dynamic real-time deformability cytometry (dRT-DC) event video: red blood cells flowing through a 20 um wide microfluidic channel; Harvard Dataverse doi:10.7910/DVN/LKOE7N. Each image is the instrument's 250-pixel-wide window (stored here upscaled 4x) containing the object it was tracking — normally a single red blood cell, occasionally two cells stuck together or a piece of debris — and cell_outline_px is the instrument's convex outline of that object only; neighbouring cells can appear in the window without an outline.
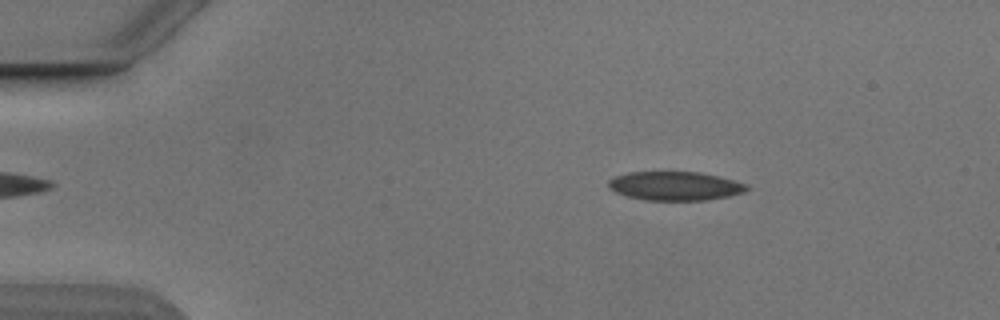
{"species": "Egyptian fruit bat (a non-hibernating species)", "species_latin": "Rousettus aegyptiacus", "temperature_condition": "cold", "stored_images_in_passage": 52, "camera_frame_rate_fps": 3000, "um_per_image_px": 0.085, "animal": {"sex": "male"}, "frame": {"image": 1, "passage_image": 8, "time_ms": 2.333, "image_size_px": [1000, 320], "cell_outline_px": [[748, 188], [744, 192], [728, 196], [704, 200], [644, 200], [624, 196], [608, 188], [608, 180], [616, 176], [628, 172], [700, 172], [748, 184]], "centroid_in_image_um": [57.33, 15.81], "position_along_channel_um": 27.7, "area_um2": 23.18}}
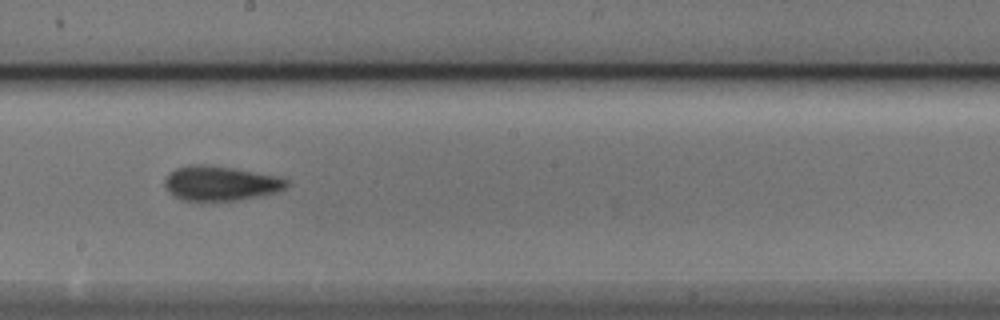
{"frame": {"image": 2, "passage_image": 29, "time_ms": 9.333, "image_size_px": [1000, 320], "cell_outline_px": [[292, 184], [276, 192], [236, 200], [200, 204], [180, 200], [168, 192], [164, 184], [164, 180], [168, 172], [176, 168], [188, 164], [204, 164], [232, 168], [276, 176], [288, 180]], "centroid_in_image_um": [18.65, 15.62], "position_along_channel_um": 229.6, "area_um2": 25.32}}
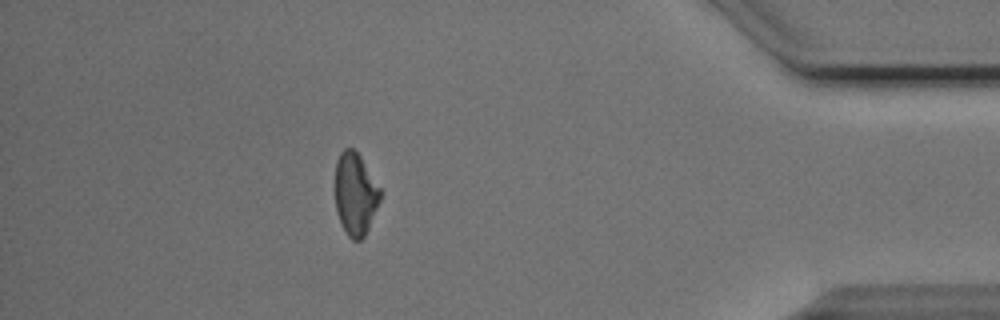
{"frame": {"image": 3, "passage_image": 46, "time_ms": 15.0, "image_size_px": [1000, 320], "cell_outline_px": [[384, 192], [368, 228], [364, 236], [360, 240], [352, 240], [348, 236], [336, 212], [336, 160], [340, 152], [344, 148], [352, 148], [360, 156]], "centroid_in_image_um": [30.23, 16.47], "position_along_channel_um": 405.0, "area_um2": 21.68}, "authors_computed_cell_mechanics": {"area_um2": 23.7558, "velocity_mm_per_s": 3.8727, "shape_relaxation_time_tau1_ms": 4.4178, "shape_relaxation_time_tau2_ms": 3.0364, "deformation_change_tau1": 0.115, "deformation_change_tau2": 0.0892}}